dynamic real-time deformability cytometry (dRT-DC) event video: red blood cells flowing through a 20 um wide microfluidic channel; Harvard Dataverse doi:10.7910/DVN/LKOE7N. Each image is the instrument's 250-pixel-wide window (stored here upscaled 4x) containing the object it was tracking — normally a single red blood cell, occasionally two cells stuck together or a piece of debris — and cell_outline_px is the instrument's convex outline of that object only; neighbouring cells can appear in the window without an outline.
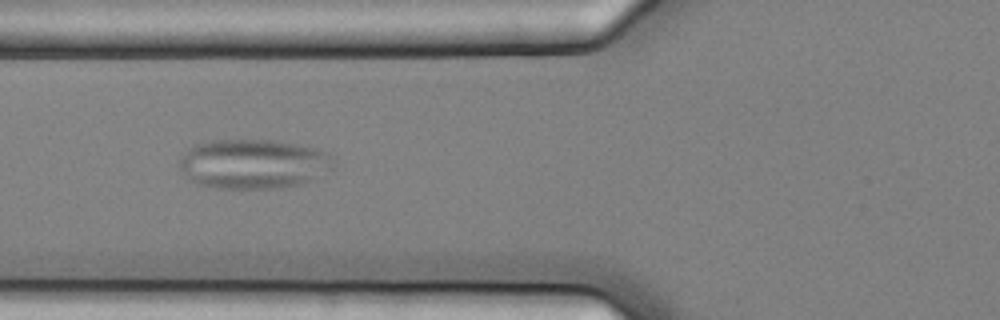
{"species": "common noctule bat (a hibernating species)", "species_latin": "Nyctalus noctula", "temperature_condition": "cold", "stored_images_in_passage": 3, "camera_frame_rate_fps": 3000, "um_per_image_px": 0.085, "animal": {"sex": "female", "body_mass_g": 25.1}, "frame": {"image": 1, "passage_image": 2, "time_ms": 0.333, "image_size_px": [1000, 320], "cell_outline_px": [[336, 160], [312, 180], [304, 184], [280, 188], [216, 188], [200, 184], [192, 180], [180, 168], [180, 160], [196, 144], [212, 140], [272, 140], [296, 144], [316, 148], [328, 152]], "centroid_in_image_um": [21.57, 13.93], "position_along_channel_um": 104.2, "area_um2": 43.87}}